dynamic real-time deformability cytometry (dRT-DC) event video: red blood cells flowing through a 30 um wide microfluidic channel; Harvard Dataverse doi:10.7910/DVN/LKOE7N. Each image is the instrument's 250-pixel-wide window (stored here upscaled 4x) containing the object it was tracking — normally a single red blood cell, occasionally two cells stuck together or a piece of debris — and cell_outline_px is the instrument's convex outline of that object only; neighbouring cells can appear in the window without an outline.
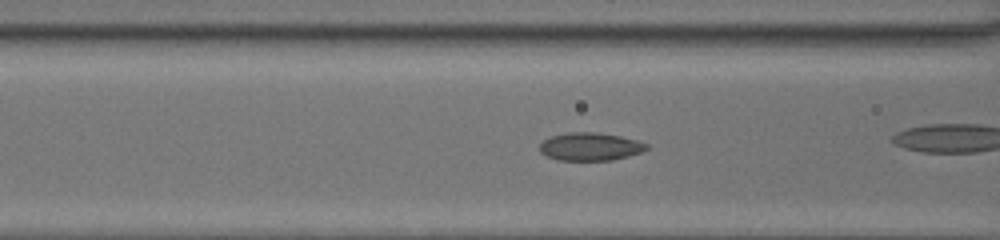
{"species": "common noctule bat (a hibernating species)", "species_latin": "Nyctalus noctula", "temperature_condition": "room temperature", "stored_images_in_passage": 23, "camera_frame_rate_fps": 3000, "um_per_image_px": 0.085, "animal": {"sex": "female", "body_mass_g": 20.0, "forearm_length_mm": 54.0}, "frame": {"image": 1, "passage_image": 4, "time_ms": 1.0, "image_size_px": [1000, 240], "cell_outline_px": [[648, 148], [640, 152], [628, 156], [612, 160], [556, 160], [540, 152], [540, 144], [544, 140], [552, 136], [568, 132], [596, 132], [620, 136], [636, 140], [648, 144]], "centroid_in_image_um": [50.16, 12.46], "position_along_channel_um": 116.4, "area_um2": 17.28}}